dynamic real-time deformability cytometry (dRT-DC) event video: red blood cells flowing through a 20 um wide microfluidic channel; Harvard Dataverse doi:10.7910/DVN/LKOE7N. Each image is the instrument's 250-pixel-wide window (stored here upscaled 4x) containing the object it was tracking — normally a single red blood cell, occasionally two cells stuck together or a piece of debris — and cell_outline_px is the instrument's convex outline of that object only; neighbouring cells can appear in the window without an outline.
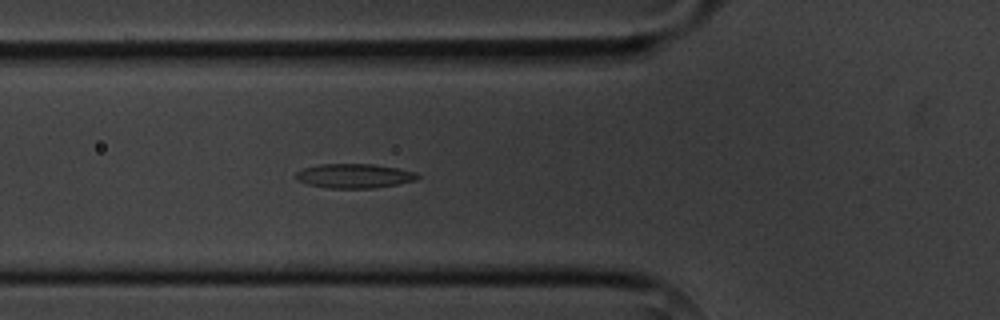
{"species": "common noctule bat (a hibernating species)", "species_latin": "Nyctalus noctula", "temperature_condition": "cold", "stored_images_in_passage": 4, "camera_frame_rate_fps": 3000, "um_per_image_px": 0.085, "animal": {"sex": "male", "body_mass_g": 20.1, "forearm_length_mm": 53.5}, "frame": {"image": 1, "passage_image": 4, "time_ms": 3.333, "image_size_px": [1000, 320], "cell_outline_px": [[420, 176], [416, 180], [396, 184], [372, 188], [328, 188], [308, 184], [296, 180], [296, 172], [300, 168], [320, 164], [372, 164], [396, 168], [416, 172]], "centroid_in_image_um": [30.07, 14.94], "position_along_channel_um": 95.7, "area_um2": 17.22}}